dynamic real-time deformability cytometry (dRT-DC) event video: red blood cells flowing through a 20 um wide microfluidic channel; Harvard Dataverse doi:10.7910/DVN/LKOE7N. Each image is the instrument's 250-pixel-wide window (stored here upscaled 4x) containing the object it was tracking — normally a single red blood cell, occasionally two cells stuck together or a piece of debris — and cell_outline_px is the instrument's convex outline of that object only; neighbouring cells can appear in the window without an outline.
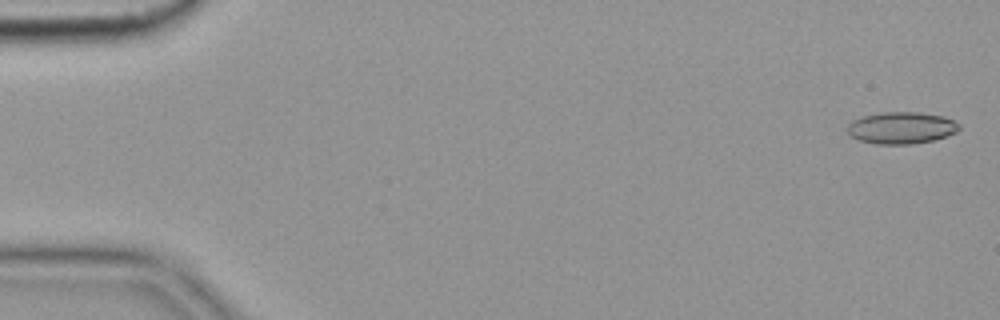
{"species": "common noctule bat (a hibernating species)", "species_latin": "Nyctalus noctula", "temperature_condition": "cold", "stored_images_in_passage": 56, "camera_frame_rate_fps": 3000, "um_per_image_px": 0.085, "animal": {"sex": "female", "body_mass_g": 19.9}, "frame": {"image": 1, "passage_image": 2, "time_ms": 0.333, "image_size_px": [1000, 320], "cell_outline_px": [[960, 128], [956, 132], [948, 136], [932, 140], [912, 144], [876, 144], [860, 140], [852, 136], [848, 132], [848, 124], [852, 120], [864, 116], [880, 112], [920, 112], [944, 116], [960, 124]], "centroid_in_image_um": [76.64, 10.86], "position_along_channel_um": 8.4, "area_um2": 20.75}}
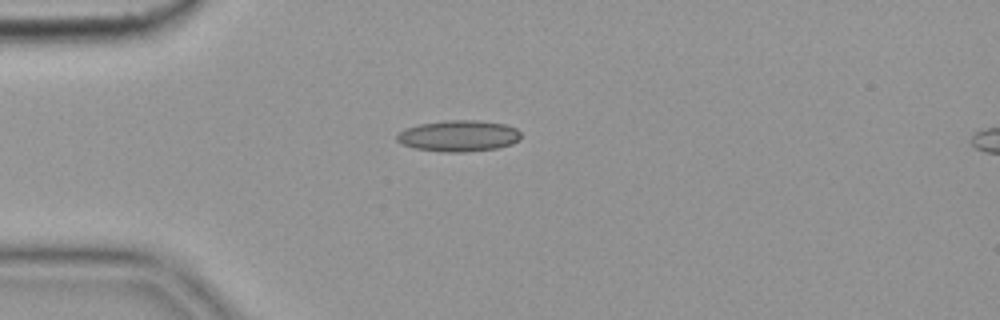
{"frame": {"image": 2, "passage_image": 15, "time_ms": 4.667, "image_size_px": [1000, 320], "cell_outline_px": [[520, 140], [512, 144], [496, 148], [464, 152], [444, 152], [416, 148], [404, 144], [396, 140], [396, 132], [404, 128], [420, 124], [444, 120], [480, 120], [504, 124], [516, 128], [520, 132]], "centroid_in_image_um": [38.98, 11.54], "position_along_channel_um": 46.0, "area_um2": 22.66}}
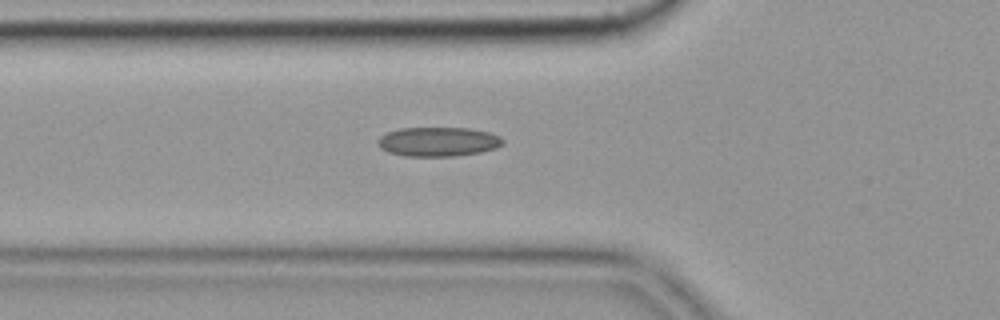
{"frame": {"image": 3, "passage_image": 20, "time_ms": 6.333, "image_size_px": [1000, 320], "cell_outline_px": [[504, 144], [496, 148], [480, 152], [452, 156], [404, 156], [388, 152], [380, 148], [376, 140], [380, 136], [388, 132], [400, 128], [468, 128], [488, 132], [500, 136], [504, 140]], "centroid_in_image_um": [37.23, 12.04], "position_along_channel_um": 88.6, "area_um2": 21.39}, "authors_computed_cell_mechanics": {"area_um2": 20.2011, "velocity_mm_per_s": 3.6562, "shape_relaxation_time_tau1_ms": null, "shape_relaxation_time_tau2_ms": 3.5837, "deformation_change_tau1": null, "deformation_change_tau2": 0.0955}}